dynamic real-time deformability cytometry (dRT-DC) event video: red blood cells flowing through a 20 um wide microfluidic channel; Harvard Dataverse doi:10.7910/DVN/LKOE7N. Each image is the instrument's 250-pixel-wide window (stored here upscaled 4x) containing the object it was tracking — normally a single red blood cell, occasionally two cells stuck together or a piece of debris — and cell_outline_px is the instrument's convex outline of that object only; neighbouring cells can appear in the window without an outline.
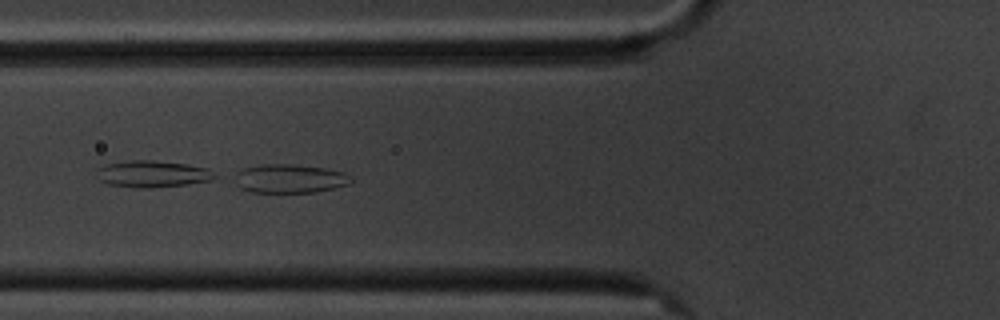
{"species": "common noctule bat (a hibernating species)", "species_latin": "Nyctalus noctula", "temperature_condition": "cold", "stored_images_in_passage": 3, "camera_frame_rate_fps": 3000, "um_per_image_px": 0.085, "animal": {"sex": "male", "body_mass_g": 20.1, "forearm_length_mm": 53.5}, "frame": {"image": 1, "passage_image": 2, "time_ms": 1.333, "image_size_px": [1000, 320], "cell_outline_px": [[352, 180], [348, 184], [316, 192], [252, 192], [240, 188], [228, 176], [244, 168], [264, 164], [292, 164], [324, 168], [344, 172]], "centroid_in_image_um": [24.51, 15.18], "position_along_channel_um": 101.3, "area_um2": 19.59}}